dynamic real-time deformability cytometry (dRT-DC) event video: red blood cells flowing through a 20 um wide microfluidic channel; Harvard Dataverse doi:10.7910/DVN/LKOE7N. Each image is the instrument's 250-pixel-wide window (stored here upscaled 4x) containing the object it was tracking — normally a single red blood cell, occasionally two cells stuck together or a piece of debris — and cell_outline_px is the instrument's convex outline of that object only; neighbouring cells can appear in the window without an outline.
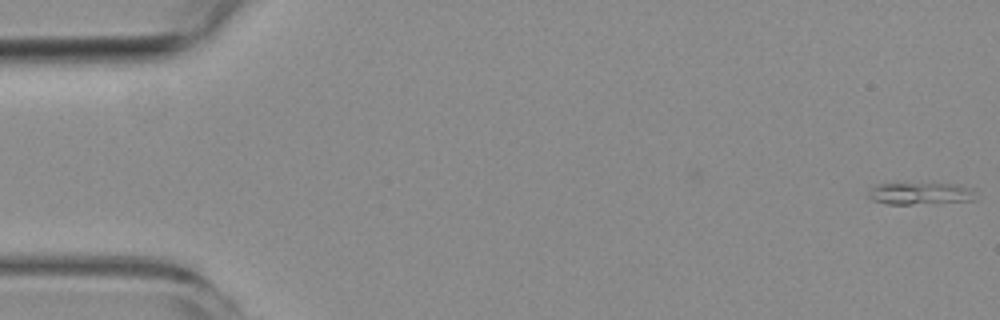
{"species": "common noctule bat (a hibernating species)", "species_latin": "Nyctalus noctula", "temperature_condition": "room temperature", "stored_images_in_passage": 6, "camera_frame_rate_fps": 3000, "um_per_image_px": 0.085, "animal": {"sex": "female", "body_mass_g": 19.3, "forearm_length_mm": 54.1}, "frame": {"image": 1, "passage_image": 1, "time_ms": 0.0, "image_size_px": [1000, 320], "cell_outline_px": [[976, 188], [972, 200], [912, 204], [888, 204], [872, 200], [868, 196], [868, 192], [876, 184], [940, 180], [960, 184]], "centroid_in_image_um": [78.27, 16.36], "position_along_channel_um": 6.7, "area_um2": 14.8}}